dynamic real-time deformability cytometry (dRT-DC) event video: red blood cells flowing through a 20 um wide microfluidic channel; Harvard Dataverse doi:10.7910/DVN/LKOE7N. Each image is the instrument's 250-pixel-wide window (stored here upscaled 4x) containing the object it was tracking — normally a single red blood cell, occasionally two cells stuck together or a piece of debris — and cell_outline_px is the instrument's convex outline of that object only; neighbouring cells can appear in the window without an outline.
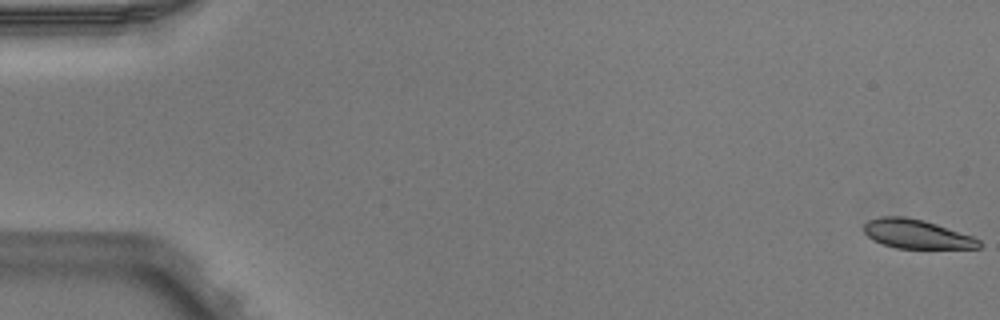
{"species": "Egyptian fruit bat (a non-hibernating species)", "species_latin": "Rousettus aegyptiacus", "temperature_condition": "warm", "stored_images_in_passage": 5, "camera_frame_rate_fps": 3000, "um_per_image_px": 0.085, "animal": {"sex": "male"}, "frame": {"image": 1, "passage_image": 1, "time_ms": 0.0, "image_size_px": [1000, 320], "cell_outline_px": [[980, 248], [896, 248], [872, 240], [864, 232], [864, 224], [868, 220], [880, 216], [904, 216], [924, 220], [972, 236], [980, 240]], "centroid_in_image_um": [77.88, 19.88], "position_along_channel_um": 7.1, "area_um2": 19.36}}
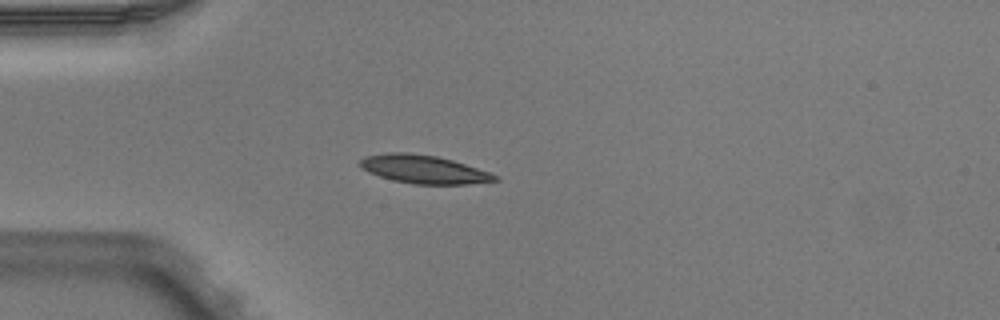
{"frame": {"image": 2, "passage_image": 5, "time_ms": 1.333, "image_size_px": [1000, 320], "cell_outline_px": [[500, 180], [468, 184], [412, 184], [392, 180], [368, 172], [360, 164], [360, 160], [364, 156], [384, 152], [408, 152], [436, 156], [452, 160], [500, 176]], "centroid_in_image_um": [36.0, 14.39], "position_along_channel_um": 49.0, "area_um2": 22.2}}